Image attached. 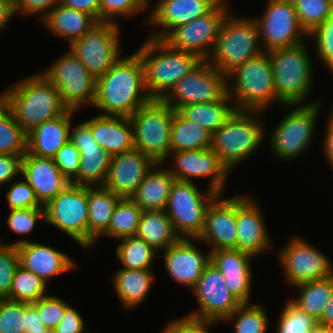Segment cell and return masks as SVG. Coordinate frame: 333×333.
<instances>
[{"mask_svg":"<svg viewBox=\"0 0 333 333\" xmlns=\"http://www.w3.org/2000/svg\"><path fill=\"white\" fill-rule=\"evenodd\" d=\"M143 210L131 199L121 198L115 206L108 229L100 237L117 240L135 236Z\"/></svg>","mask_w":333,"mask_h":333,"instance_id":"cell-39","label":"cell"},{"mask_svg":"<svg viewBox=\"0 0 333 333\" xmlns=\"http://www.w3.org/2000/svg\"><path fill=\"white\" fill-rule=\"evenodd\" d=\"M299 296L290 299L295 305L316 320L321 318L333 290V276L317 279L294 286Z\"/></svg>","mask_w":333,"mask_h":333,"instance_id":"cell-38","label":"cell"},{"mask_svg":"<svg viewBox=\"0 0 333 333\" xmlns=\"http://www.w3.org/2000/svg\"><path fill=\"white\" fill-rule=\"evenodd\" d=\"M150 0H99L100 22L117 23L147 10Z\"/></svg>","mask_w":333,"mask_h":333,"instance_id":"cell-46","label":"cell"},{"mask_svg":"<svg viewBox=\"0 0 333 333\" xmlns=\"http://www.w3.org/2000/svg\"><path fill=\"white\" fill-rule=\"evenodd\" d=\"M59 4L92 15L100 22L99 0H59Z\"/></svg>","mask_w":333,"mask_h":333,"instance_id":"cell-59","label":"cell"},{"mask_svg":"<svg viewBox=\"0 0 333 333\" xmlns=\"http://www.w3.org/2000/svg\"><path fill=\"white\" fill-rule=\"evenodd\" d=\"M9 191L6 193L9 210L24 208H44L42 206L34 190L26 180L10 182Z\"/></svg>","mask_w":333,"mask_h":333,"instance_id":"cell-52","label":"cell"},{"mask_svg":"<svg viewBox=\"0 0 333 333\" xmlns=\"http://www.w3.org/2000/svg\"><path fill=\"white\" fill-rule=\"evenodd\" d=\"M215 323L218 322L185 315L170 321L161 333H210L209 329Z\"/></svg>","mask_w":333,"mask_h":333,"instance_id":"cell-54","label":"cell"},{"mask_svg":"<svg viewBox=\"0 0 333 333\" xmlns=\"http://www.w3.org/2000/svg\"><path fill=\"white\" fill-rule=\"evenodd\" d=\"M88 251L108 229L116 204L121 199L104 186L87 187Z\"/></svg>","mask_w":333,"mask_h":333,"instance_id":"cell-33","label":"cell"},{"mask_svg":"<svg viewBox=\"0 0 333 333\" xmlns=\"http://www.w3.org/2000/svg\"><path fill=\"white\" fill-rule=\"evenodd\" d=\"M56 37L68 39L69 46L99 22L90 14L58 4L42 20Z\"/></svg>","mask_w":333,"mask_h":333,"instance_id":"cell-31","label":"cell"},{"mask_svg":"<svg viewBox=\"0 0 333 333\" xmlns=\"http://www.w3.org/2000/svg\"><path fill=\"white\" fill-rule=\"evenodd\" d=\"M174 111L163 100L152 99L130 116L134 148L151 157L156 163L164 164L170 156Z\"/></svg>","mask_w":333,"mask_h":333,"instance_id":"cell-8","label":"cell"},{"mask_svg":"<svg viewBox=\"0 0 333 333\" xmlns=\"http://www.w3.org/2000/svg\"><path fill=\"white\" fill-rule=\"evenodd\" d=\"M152 269L119 268L113 276V288L124 309H131L146 300L153 280Z\"/></svg>","mask_w":333,"mask_h":333,"instance_id":"cell-34","label":"cell"},{"mask_svg":"<svg viewBox=\"0 0 333 333\" xmlns=\"http://www.w3.org/2000/svg\"><path fill=\"white\" fill-rule=\"evenodd\" d=\"M227 94V75L217 70L207 59H202L162 100L177 111L188 104L223 99Z\"/></svg>","mask_w":333,"mask_h":333,"instance_id":"cell-13","label":"cell"},{"mask_svg":"<svg viewBox=\"0 0 333 333\" xmlns=\"http://www.w3.org/2000/svg\"><path fill=\"white\" fill-rule=\"evenodd\" d=\"M41 73L59 91L68 109L78 111L82 105L93 106L96 78L70 49Z\"/></svg>","mask_w":333,"mask_h":333,"instance_id":"cell-11","label":"cell"},{"mask_svg":"<svg viewBox=\"0 0 333 333\" xmlns=\"http://www.w3.org/2000/svg\"><path fill=\"white\" fill-rule=\"evenodd\" d=\"M59 4V0H12L14 13L22 16L40 14L42 20L51 10Z\"/></svg>","mask_w":333,"mask_h":333,"instance_id":"cell-55","label":"cell"},{"mask_svg":"<svg viewBox=\"0 0 333 333\" xmlns=\"http://www.w3.org/2000/svg\"><path fill=\"white\" fill-rule=\"evenodd\" d=\"M47 288V282L19 265L14 274L11 290L6 298L34 303L46 295Z\"/></svg>","mask_w":333,"mask_h":333,"instance_id":"cell-42","label":"cell"},{"mask_svg":"<svg viewBox=\"0 0 333 333\" xmlns=\"http://www.w3.org/2000/svg\"><path fill=\"white\" fill-rule=\"evenodd\" d=\"M210 254L211 263L222 273L229 291L241 303H250L253 281L250 260L255 257L238 249H219Z\"/></svg>","mask_w":333,"mask_h":333,"instance_id":"cell-27","label":"cell"},{"mask_svg":"<svg viewBox=\"0 0 333 333\" xmlns=\"http://www.w3.org/2000/svg\"><path fill=\"white\" fill-rule=\"evenodd\" d=\"M321 100H313L308 104H284L292 108L274 127L270 136L271 151L276 157L290 161L305 152L314 137L320 112Z\"/></svg>","mask_w":333,"mask_h":333,"instance_id":"cell-9","label":"cell"},{"mask_svg":"<svg viewBox=\"0 0 333 333\" xmlns=\"http://www.w3.org/2000/svg\"><path fill=\"white\" fill-rule=\"evenodd\" d=\"M226 4L225 0H221L209 13L175 27L162 40L174 49L192 52L200 59H208L221 24L230 13Z\"/></svg>","mask_w":333,"mask_h":333,"instance_id":"cell-15","label":"cell"},{"mask_svg":"<svg viewBox=\"0 0 333 333\" xmlns=\"http://www.w3.org/2000/svg\"><path fill=\"white\" fill-rule=\"evenodd\" d=\"M227 91L236 110L263 112L275 101L284 105L276 96L271 59L265 51L227 74Z\"/></svg>","mask_w":333,"mask_h":333,"instance_id":"cell-4","label":"cell"},{"mask_svg":"<svg viewBox=\"0 0 333 333\" xmlns=\"http://www.w3.org/2000/svg\"><path fill=\"white\" fill-rule=\"evenodd\" d=\"M310 333H333V327L318 325Z\"/></svg>","mask_w":333,"mask_h":333,"instance_id":"cell-63","label":"cell"},{"mask_svg":"<svg viewBox=\"0 0 333 333\" xmlns=\"http://www.w3.org/2000/svg\"><path fill=\"white\" fill-rule=\"evenodd\" d=\"M26 302L2 298L0 301V333H25Z\"/></svg>","mask_w":333,"mask_h":333,"instance_id":"cell-47","label":"cell"},{"mask_svg":"<svg viewBox=\"0 0 333 333\" xmlns=\"http://www.w3.org/2000/svg\"><path fill=\"white\" fill-rule=\"evenodd\" d=\"M25 333H48L49 330L42 323L37 308L32 303H26Z\"/></svg>","mask_w":333,"mask_h":333,"instance_id":"cell-58","label":"cell"},{"mask_svg":"<svg viewBox=\"0 0 333 333\" xmlns=\"http://www.w3.org/2000/svg\"><path fill=\"white\" fill-rule=\"evenodd\" d=\"M117 249L116 255L125 269H153L152 263L157 257L156 250L137 236L124 237Z\"/></svg>","mask_w":333,"mask_h":333,"instance_id":"cell-41","label":"cell"},{"mask_svg":"<svg viewBox=\"0 0 333 333\" xmlns=\"http://www.w3.org/2000/svg\"><path fill=\"white\" fill-rule=\"evenodd\" d=\"M0 98L27 133L68 110L59 91L42 73L25 77L10 85L1 93Z\"/></svg>","mask_w":333,"mask_h":333,"instance_id":"cell-2","label":"cell"},{"mask_svg":"<svg viewBox=\"0 0 333 333\" xmlns=\"http://www.w3.org/2000/svg\"><path fill=\"white\" fill-rule=\"evenodd\" d=\"M194 182L175 180L165 212L180 238L197 239L204 228L208 206L219 195L207 188L204 192Z\"/></svg>","mask_w":333,"mask_h":333,"instance_id":"cell-10","label":"cell"},{"mask_svg":"<svg viewBox=\"0 0 333 333\" xmlns=\"http://www.w3.org/2000/svg\"><path fill=\"white\" fill-rule=\"evenodd\" d=\"M21 175L34 190L42 206L70 184L53 159L37 157L29 152L22 157Z\"/></svg>","mask_w":333,"mask_h":333,"instance_id":"cell-28","label":"cell"},{"mask_svg":"<svg viewBox=\"0 0 333 333\" xmlns=\"http://www.w3.org/2000/svg\"><path fill=\"white\" fill-rule=\"evenodd\" d=\"M53 160L69 182L78 174L80 151L70 140L57 151Z\"/></svg>","mask_w":333,"mask_h":333,"instance_id":"cell-53","label":"cell"},{"mask_svg":"<svg viewBox=\"0 0 333 333\" xmlns=\"http://www.w3.org/2000/svg\"><path fill=\"white\" fill-rule=\"evenodd\" d=\"M45 222L75 240L88 250L87 186L70 183L44 206Z\"/></svg>","mask_w":333,"mask_h":333,"instance_id":"cell-12","label":"cell"},{"mask_svg":"<svg viewBox=\"0 0 333 333\" xmlns=\"http://www.w3.org/2000/svg\"><path fill=\"white\" fill-rule=\"evenodd\" d=\"M10 245L17 246L19 265L42 278L47 284L51 278L68 273L76 266L70 256L42 243L22 239Z\"/></svg>","mask_w":333,"mask_h":333,"instance_id":"cell-26","label":"cell"},{"mask_svg":"<svg viewBox=\"0 0 333 333\" xmlns=\"http://www.w3.org/2000/svg\"><path fill=\"white\" fill-rule=\"evenodd\" d=\"M257 201L248 195L236 196V249L257 257L273 246Z\"/></svg>","mask_w":333,"mask_h":333,"instance_id":"cell-22","label":"cell"},{"mask_svg":"<svg viewBox=\"0 0 333 333\" xmlns=\"http://www.w3.org/2000/svg\"><path fill=\"white\" fill-rule=\"evenodd\" d=\"M320 326L333 327V290L329 302L324 307L321 318L318 320Z\"/></svg>","mask_w":333,"mask_h":333,"instance_id":"cell-62","label":"cell"},{"mask_svg":"<svg viewBox=\"0 0 333 333\" xmlns=\"http://www.w3.org/2000/svg\"><path fill=\"white\" fill-rule=\"evenodd\" d=\"M326 132L323 140V154L333 169V108L329 110Z\"/></svg>","mask_w":333,"mask_h":333,"instance_id":"cell-60","label":"cell"},{"mask_svg":"<svg viewBox=\"0 0 333 333\" xmlns=\"http://www.w3.org/2000/svg\"><path fill=\"white\" fill-rule=\"evenodd\" d=\"M198 301L199 309L188 315L223 322L242 303L229 291L220 270L211 262L191 289Z\"/></svg>","mask_w":333,"mask_h":333,"instance_id":"cell-18","label":"cell"},{"mask_svg":"<svg viewBox=\"0 0 333 333\" xmlns=\"http://www.w3.org/2000/svg\"><path fill=\"white\" fill-rule=\"evenodd\" d=\"M19 266L17 246L0 243V297L6 298L12 287L15 271Z\"/></svg>","mask_w":333,"mask_h":333,"instance_id":"cell-50","label":"cell"},{"mask_svg":"<svg viewBox=\"0 0 333 333\" xmlns=\"http://www.w3.org/2000/svg\"><path fill=\"white\" fill-rule=\"evenodd\" d=\"M221 0H157L146 18L148 26L161 30L149 37L163 39L175 27L209 13Z\"/></svg>","mask_w":333,"mask_h":333,"instance_id":"cell-25","label":"cell"},{"mask_svg":"<svg viewBox=\"0 0 333 333\" xmlns=\"http://www.w3.org/2000/svg\"><path fill=\"white\" fill-rule=\"evenodd\" d=\"M171 152L211 148L212 134L199 124L185 119L174 111L172 120Z\"/></svg>","mask_w":333,"mask_h":333,"instance_id":"cell-37","label":"cell"},{"mask_svg":"<svg viewBox=\"0 0 333 333\" xmlns=\"http://www.w3.org/2000/svg\"><path fill=\"white\" fill-rule=\"evenodd\" d=\"M160 165L162 163H156L153 166L131 197L143 211L165 210L166 208L171 188L176 179L168 168H158Z\"/></svg>","mask_w":333,"mask_h":333,"instance_id":"cell-32","label":"cell"},{"mask_svg":"<svg viewBox=\"0 0 333 333\" xmlns=\"http://www.w3.org/2000/svg\"><path fill=\"white\" fill-rule=\"evenodd\" d=\"M218 195L208 206L204 228L196 239L207 244L209 252L219 249H236V196L225 198Z\"/></svg>","mask_w":333,"mask_h":333,"instance_id":"cell-21","label":"cell"},{"mask_svg":"<svg viewBox=\"0 0 333 333\" xmlns=\"http://www.w3.org/2000/svg\"><path fill=\"white\" fill-rule=\"evenodd\" d=\"M232 102V104H231ZM236 110L231 97L208 103H194L180 107L177 111L187 120L199 124L213 134Z\"/></svg>","mask_w":333,"mask_h":333,"instance_id":"cell-35","label":"cell"},{"mask_svg":"<svg viewBox=\"0 0 333 333\" xmlns=\"http://www.w3.org/2000/svg\"><path fill=\"white\" fill-rule=\"evenodd\" d=\"M14 15L12 0H0V31L8 24Z\"/></svg>","mask_w":333,"mask_h":333,"instance_id":"cell-61","label":"cell"},{"mask_svg":"<svg viewBox=\"0 0 333 333\" xmlns=\"http://www.w3.org/2000/svg\"><path fill=\"white\" fill-rule=\"evenodd\" d=\"M278 252L284 277L290 285L333 276V266L328 256L302 237L294 235Z\"/></svg>","mask_w":333,"mask_h":333,"instance_id":"cell-17","label":"cell"},{"mask_svg":"<svg viewBox=\"0 0 333 333\" xmlns=\"http://www.w3.org/2000/svg\"><path fill=\"white\" fill-rule=\"evenodd\" d=\"M40 219L45 220L44 208L12 209L6 223L16 234L27 235L34 230Z\"/></svg>","mask_w":333,"mask_h":333,"instance_id":"cell-51","label":"cell"},{"mask_svg":"<svg viewBox=\"0 0 333 333\" xmlns=\"http://www.w3.org/2000/svg\"><path fill=\"white\" fill-rule=\"evenodd\" d=\"M32 304L37 308L42 323L50 332L61 322L66 308L70 305L53 295H45Z\"/></svg>","mask_w":333,"mask_h":333,"instance_id":"cell-49","label":"cell"},{"mask_svg":"<svg viewBox=\"0 0 333 333\" xmlns=\"http://www.w3.org/2000/svg\"><path fill=\"white\" fill-rule=\"evenodd\" d=\"M69 139L80 151L78 174L70 183L87 187L104 186L112 155L95 142L85 122L70 129Z\"/></svg>","mask_w":333,"mask_h":333,"instance_id":"cell-20","label":"cell"},{"mask_svg":"<svg viewBox=\"0 0 333 333\" xmlns=\"http://www.w3.org/2000/svg\"><path fill=\"white\" fill-rule=\"evenodd\" d=\"M22 157L12 154H0V185L13 182L21 174Z\"/></svg>","mask_w":333,"mask_h":333,"instance_id":"cell-56","label":"cell"},{"mask_svg":"<svg viewBox=\"0 0 333 333\" xmlns=\"http://www.w3.org/2000/svg\"><path fill=\"white\" fill-rule=\"evenodd\" d=\"M156 162L137 149L112 156L104 187L120 198H131Z\"/></svg>","mask_w":333,"mask_h":333,"instance_id":"cell-23","label":"cell"},{"mask_svg":"<svg viewBox=\"0 0 333 333\" xmlns=\"http://www.w3.org/2000/svg\"><path fill=\"white\" fill-rule=\"evenodd\" d=\"M147 38L136 53L144 67L150 98L162 100L202 59L192 52L174 49L162 39Z\"/></svg>","mask_w":333,"mask_h":333,"instance_id":"cell-3","label":"cell"},{"mask_svg":"<svg viewBox=\"0 0 333 333\" xmlns=\"http://www.w3.org/2000/svg\"><path fill=\"white\" fill-rule=\"evenodd\" d=\"M301 27L309 35L333 12L331 0H291Z\"/></svg>","mask_w":333,"mask_h":333,"instance_id":"cell-44","label":"cell"},{"mask_svg":"<svg viewBox=\"0 0 333 333\" xmlns=\"http://www.w3.org/2000/svg\"><path fill=\"white\" fill-rule=\"evenodd\" d=\"M135 236L157 252L166 250L180 239L165 210L143 211Z\"/></svg>","mask_w":333,"mask_h":333,"instance_id":"cell-36","label":"cell"},{"mask_svg":"<svg viewBox=\"0 0 333 333\" xmlns=\"http://www.w3.org/2000/svg\"><path fill=\"white\" fill-rule=\"evenodd\" d=\"M308 37L315 38L318 59L333 74V12Z\"/></svg>","mask_w":333,"mask_h":333,"instance_id":"cell-48","label":"cell"},{"mask_svg":"<svg viewBox=\"0 0 333 333\" xmlns=\"http://www.w3.org/2000/svg\"><path fill=\"white\" fill-rule=\"evenodd\" d=\"M77 112L68 109L62 115L45 121L27 133V152L53 159L57 151L70 139L71 120Z\"/></svg>","mask_w":333,"mask_h":333,"instance_id":"cell-30","label":"cell"},{"mask_svg":"<svg viewBox=\"0 0 333 333\" xmlns=\"http://www.w3.org/2000/svg\"><path fill=\"white\" fill-rule=\"evenodd\" d=\"M264 306L258 303H242L223 322L232 320L234 333H266L268 318Z\"/></svg>","mask_w":333,"mask_h":333,"instance_id":"cell-43","label":"cell"},{"mask_svg":"<svg viewBox=\"0 0 333 333\" xmlns=\"http://www.w3.org/2000/svg\"><path fill=\"white\" fill-rule=\"evenodd\" d=\"M196 239L180 238L164 250L163 263L167 274L175 282L191 289L211 262V254H204L196 245Z\"/></svg>","mask_w":333,"mask_h":333,"instance_id":"cell-24","label":"cell"},{"mask_svg":"<svg viewBox=\"0 0 333 333\" xmlns=\"http://www.w3.org/2000/svg\"><path fill=\"white\" fill-rule=\"evenodd\" d=\"M305 42L269 51L276 96L283 104H308L313 83L312 65ZM305 101V102H304Z\"/></svg>","mask_w":333,"mask_h":333,"instance_id":"cell-7","label":"cell"},{"mask_svg":"<svg viewBox=\"0 0 333 333\" xmlns=\"http://www.w3.org/2000/svg\"><path fill=\"white\" fill-rule=\"evenodd\" d=\"M83 317L70 305L66 308L65 315L52 333H85Z\"/></svg>","mask_w":333,"mask_h":333,"instance_id":"cell-57","label":"cell"},{"mask_svg":"<svg viewBox=\"0 0 333 333\" xmlns=\"http://www.w3.org/2000/svg\"><path fill=\"white\" fill-rule=\"evenodd\" d=\"M267 4L263 15L255 19L263 50L269 52L304 42L308 34L301 27L291 0H268Z\"/></svg>","mask_w":333,"mask_h":333,"instance_id":"cell-16","label":"cell"},{"mask_svg":"<svg viewBox=\"0 0 333 333\" xmlns=\"http://www.w3.org/2000/svg\"><path fill=\"white\" fill-rule=\"evenodd\" d=\"M257 21L231 13L225 17L214 49L207 59L217 70L227 75L241 65L264 52Z\"/></svg>","mask_w":333,"mask_h":333,"instance_id":"cell-6","label":"cell"},{"mask_svg":"<svg viewBox=\"0 0 333 333\" xmlns=\"http://www.w3.org/2000/svg\"><path fill=\"white\" fill-rule=\"evenodd\" d=\"M120 26L99 22L88 33L73 42L69 49L96 79L104 75L120 58Z\"/></svg>","mask_w":333,"mask_h":333,"instance_id":"cell-14","label":"cell"},{"mask_svg":"<svg viewBox=\"0 0 333 333\" xmlns=\"http://www.w3.org/2000/svg\"><path fill=\"white\" fill-rule=\"evenodd\" d=\"M261 114V111L256 110H235L212 134L211 149L231 173L233 168L254 153L265 139Z\"/></svg>","mask_w":333,"mask_h":333,"instance_id":"cell-5","label":"cell"},{"mask_svg":"<svg viewBox=\"0 0 333 333\" xmlns=\"http://www.w3.org/2000/svg\"><path fill=\"white\" fill-rule=\"evenodd\" d=\"M283 307L276 333H310L319 325L318 320L305 313L290 299Z\"/></svg>","mask_w":333,"mask_h":333,"instance_id":"cell-45","label":"cell"},{"mask_svg":"<svg viewBox=\"0 0 333 333\" xmlns=\"http://www.w3.org/2000/svg\"><path fill=\"white\" fill-rule=\"evenodd\" d=\"M101 148L114 156L134 149L133 125L130 117L97 116L84 121Z\"/></svg>","mask_w":333,"mask_h":333,"instance_id":"cell-29","label":"cell"},{"mask_svg":"<svg viewBox=\"0 0 333 333\" xmlns=\"http://www.w3.org/2000/svg\"><path fill=\"white\" fill-rule=\"evenodd\" d=\"M171 155L175 165L168 169L176 180L193 182V178L210 177L207 188L223 194L231 172L211 148L170 152Z\"/></svg>","mask_w":333,"mask_h":333,"instance_id":"cell-19","label":"cell"},{"mask_svg":"<svg viewBox=\"0 0 333 333\" xmlns=\"http://www.w3.org/2000/svg\"><path fill=\"white\" fill-rule=\"evenodd\" d=\"M27 132L16 122L9 107L0 98V154L24 156Z\"/></svg>","mask_w":333,"mask_h":333,"instance_id":"cell-40","label":"cell"},{"mask_svg":"<svg viewBox=\"0 0 333 333\" xmlns=\"http://www.w3.org/2000/svg\"><path fill=\"white\" fill-rule=\"evenodd\" d=\"M151 100L145 86L144 67L136 52L121 56L96 79L93 106L104 112L100 115L130 117Z\"/></svg>","mask_w":333,"mask_h":333,"instance_id":"cell-1","label":"cell"}]
</instances>
